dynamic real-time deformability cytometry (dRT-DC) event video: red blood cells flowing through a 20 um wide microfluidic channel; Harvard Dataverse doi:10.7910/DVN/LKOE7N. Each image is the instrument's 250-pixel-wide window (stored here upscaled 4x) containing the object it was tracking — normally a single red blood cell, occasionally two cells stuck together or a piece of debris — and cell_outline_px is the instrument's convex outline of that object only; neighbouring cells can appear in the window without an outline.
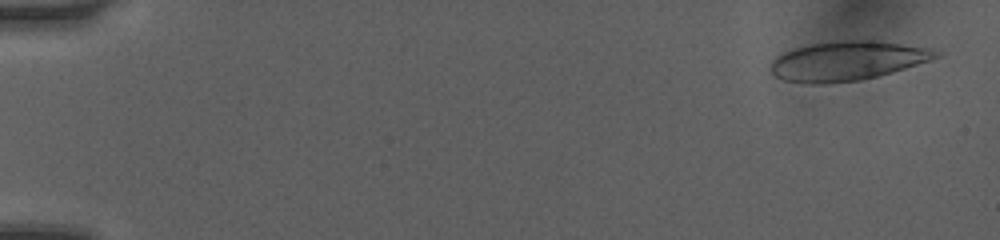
{"species": "human", "species_latin": "Homo sapiens", "temperature_condition": "room temperature", "stored_images_in_passage": 11, "camera_frame_rate_fps": 3000, "um_per_image_px": 0.085, "donor": {"sex": "female"}, "frame": {"image": 1, "passage_image": 1, "time_ms": 0.0, "image_size_px": [1000, 240], "cell_outline_px": [[944, 52], [940, 56], [892, 72], [860, 80], [824, 84], [808, 84], [784, 80], [776, 76], [772, 72], [772, 60], [784, 52], [796, 48], [812, 44], [848, 40], [880, 40], [932, 48]], "centroid_in_image_um": [72.06, 5.17], "position_along_channel_um": 12.9, "area_um2": 37.69}}
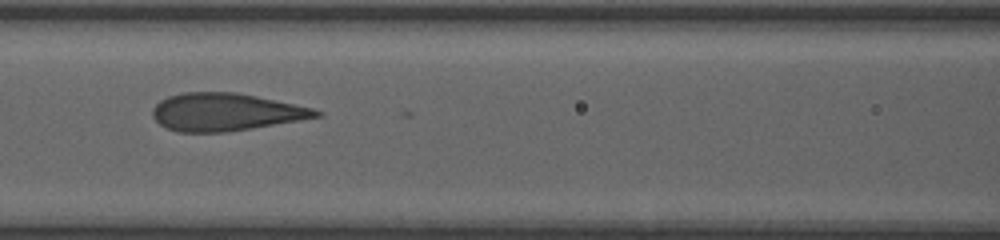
{"frame": {"image": 2, "passage_image": 8, "time_ms": 7.0, "image_size_px": [1000, 240], "cell_outline_px": [[324, 116], [252, 128], [224, 132], [180, 132], [168, 128], [160, 124], [152, 116], [152, 108], [160, 100], [168, 96], [184, 92], [236, 92], [256, 96], [312, 108], [324, 112]], "centroid_in_image_um": [19.17, 9.52], "position_along_channel_um": 147.4, "area_um2": 35.72}}
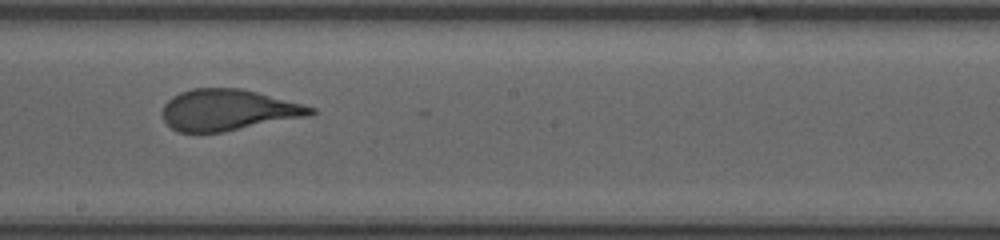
{"frame": {"image": 3, "passage_image": 10, "time_ms": 9.0, "image_size_px": [1000, 240], "cell_outline_px": [[316, 112], [312, 116], [224, 132], [180, 132], [172, 128], [164, 120], [164, 104], [172, 96], [180, 92], [192, 88], [240, 88], [256, 92], [316, 108]], "centroid_in_image_um": [19.42, 9.36], "position_along_channel_um": 228.8, "area_um2": 35.49}}